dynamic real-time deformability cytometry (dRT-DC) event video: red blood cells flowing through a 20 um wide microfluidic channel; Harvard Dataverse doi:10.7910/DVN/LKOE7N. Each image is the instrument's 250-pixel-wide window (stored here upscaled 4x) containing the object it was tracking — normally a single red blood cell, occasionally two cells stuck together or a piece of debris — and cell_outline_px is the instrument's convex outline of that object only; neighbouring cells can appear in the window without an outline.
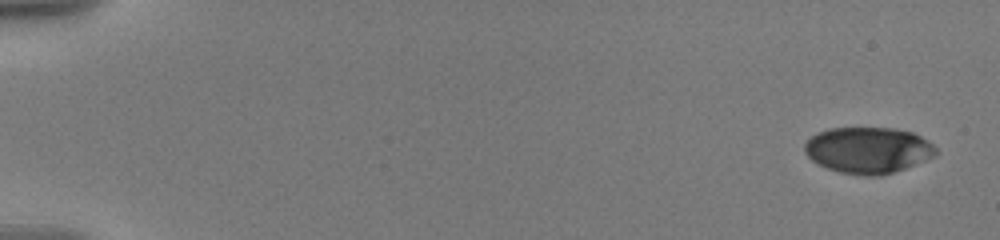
{"species": "human", "species_latin": "Homo sapiens", "temperature_condition": "warm", "stored_images_in_passage": 11, "camera_frame_rate_fps": 3000, "um_per_image_px": 0.085, "donor": {"sex": "male"}, "frame": {"image": 1, "passage_image": 1, "time_ms": 0.0, "image_size_px": [1000, 240], "cell_outline_px": [[936, 152], [932, 156], [924, 160], [904, 168], [880, 176], [864, 176], [840, 172], [828, 168], [812, 160], [804, 152], [804, 144], [812, 136], [828, 128], [896, 128], [912, 132], [928, 140], [936, 148]], "centroid_in_image_um": [73.77, 12.75], "position_along_channel_um": 11.2, "area_um2": 35.03}}
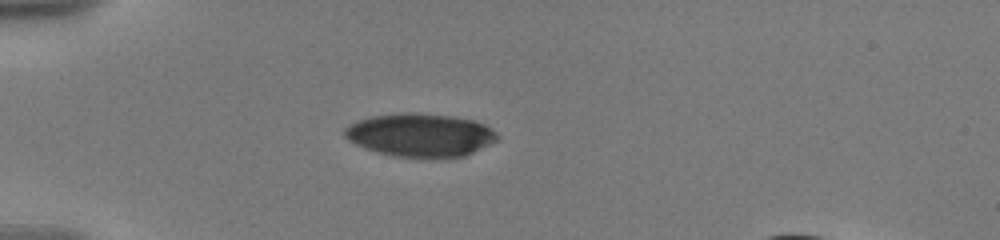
{"frame": {"image": 2, "passage_image": 7, "time_ms": 5.0, "image_size_px": [1000, 240], "cell_outline_px": [[500, 136], [496, 140], [464, 156], [396, 156], [376, 152], [356, 144], [348, 140], [344, 136], [344, 128], [348, 124], [356, 120], [372, 116], [404, 112], [412, 112], [452, 116], [472, 120], [484, 124], [496, 132]], "centroid_in_image_um": [35.67, 11.45], "position_along_channel_um": 49.3, "area_um2": 37.97}}
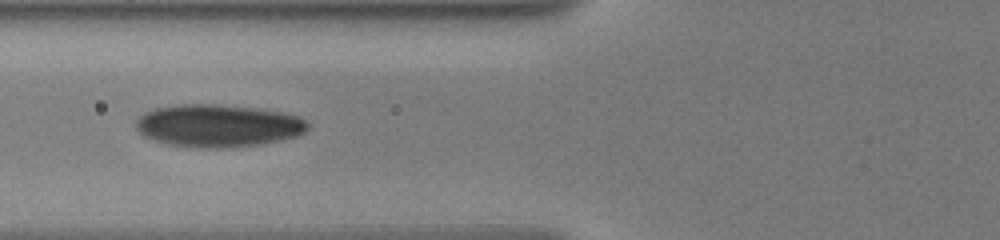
{"frame": {"image": 3, "passage_image": 10, "time_ms": 7.333, "image_size_px": [1000, 240], "cell_outline_px": [[308, 128], [304, 132], [296, 136], [264, 144], [224, 148], [192, 148], [168, 144], [152, 140], [144, 136], [136, 128], [136, 120], [144, 112], [156, 108], [180, 104], [220, 104], [260, 108], [284, 112], [300, 116], [308, 124]], "centroid_in_image_um": [18.54, 10.68], "position_along_channel_um": 107.3, "area_um2": 43.12}}